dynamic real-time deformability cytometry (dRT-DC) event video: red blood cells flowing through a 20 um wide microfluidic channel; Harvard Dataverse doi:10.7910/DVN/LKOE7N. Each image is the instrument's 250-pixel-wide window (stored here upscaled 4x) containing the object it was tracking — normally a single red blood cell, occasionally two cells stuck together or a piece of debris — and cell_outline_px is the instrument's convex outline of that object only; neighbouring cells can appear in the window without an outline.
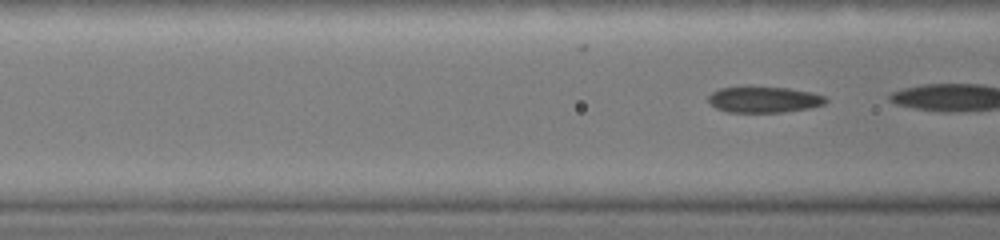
{"species": "common noctule bat (a hibernating species)", "species_latin": "Nyctalus noctula", "temperature_condition": "warm", "stored_images_in_passage": 5, "segment_of_instrument_passage": [2, 2], "camera_frame_rate_fps": 3000, "um_per_image_px": 0.085, "animal": {"sex": "female", "body_mass_g": 19.0, "forearm_length_mm": 51.5}, "frame": {"image": 1, "passage_image": 5, "time_ms": 3.667, "image_size_px": [1000, 240], "cell_outline_px": [[828, 100], [824, 104], [808, 108], [780, 112], [728, 112], [716, 108], [708, 100], [708, 96], [712, 92], [720, 88], [788, 88], [812, 92], [828, 96]], "centroid_in_image_um": [64.98, 8.47], "position_along_channel_um": 101.6, "area_um2": 17.46}}